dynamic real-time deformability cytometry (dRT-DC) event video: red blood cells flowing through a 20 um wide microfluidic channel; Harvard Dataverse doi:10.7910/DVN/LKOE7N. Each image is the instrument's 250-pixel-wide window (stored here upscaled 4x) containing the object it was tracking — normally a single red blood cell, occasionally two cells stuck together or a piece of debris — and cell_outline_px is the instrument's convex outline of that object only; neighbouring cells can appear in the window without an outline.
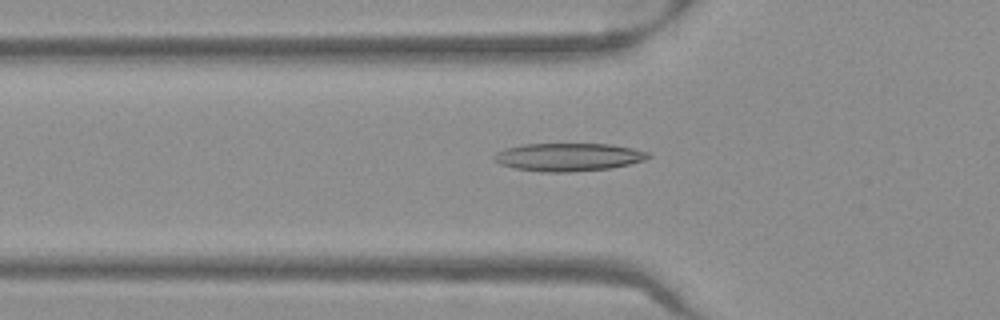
{"species": "Egyptian fruit bat (a non-hibernating species)", "species_latin": "Rousettus aegyptiacus", "temperature_condition": "warm", "stored_images_in_passage": 51, "camera_frame_rate_fps": 3000, "um_per_image_px": 0.085, "frame": {"image": 1, "passage_image": 18, "time_ms": 5.667, "image_size_px": [1000, 320], "cell_outline_px": [[652, 156], [644, 160], [612, 168], [568, 172], [540, 172], [516, 168], [500, 164], [492, 160], [492, 156], [496, 152], [504, 148], [520, 144], [612, 144], [632, 148], [648, 152]], "centroid_in_image_um": [48.27, 13.34], "position_along_channel_um": 77.5, "area_um2": 25.32}}
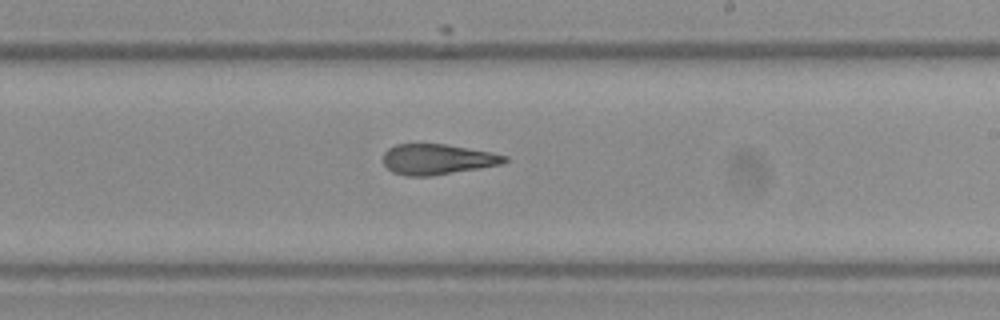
{"frame": {"image": 2, "passage_image": 31, "time_ms": 10.0, "image_size_px": [1000, 320], "cell_outline_px": [[508, 160], [504, 164], [432, 176], [404, 176], [392, 172], [384, 164], [384, 152], [388, 148], [396, 144], [444, 144], [492, 152], [508, 156]], "centroid_in_image_um": [37.19, 13.55], "position_along_channel_um": 251.8, "area_um2": 21.68}}
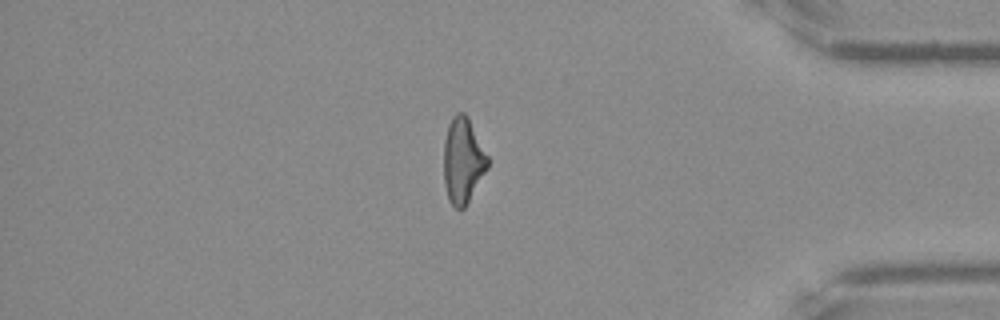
{"frame": {"image": 3, "passage_image": 44, "time_ms": 14.333, "image_size_px": [1000, 320], "cell_outline_px": [[488, 168], [464, 208], [460, 212], [448, 200], [444, 184], [444, 140], [448, 124], [452, 116], [456, 112], [464, 112], [468, 116], [488, 156]], "centroid_in_image_um": [39.34, 13.64], "position_along_channel_um": 395.9, "area_um2": 22.08}, "authors_computed_cell_mechanics": {"area_um2": 22.542, "velocity_mm_per_s": 3.9973, "shape_relaxation_time_tau1_ms": null, "shape_relaxation_time_tau2_ms": 3.7195, "deformation_change_tau1": null, "deformation_change_tau2": 0.1354}}